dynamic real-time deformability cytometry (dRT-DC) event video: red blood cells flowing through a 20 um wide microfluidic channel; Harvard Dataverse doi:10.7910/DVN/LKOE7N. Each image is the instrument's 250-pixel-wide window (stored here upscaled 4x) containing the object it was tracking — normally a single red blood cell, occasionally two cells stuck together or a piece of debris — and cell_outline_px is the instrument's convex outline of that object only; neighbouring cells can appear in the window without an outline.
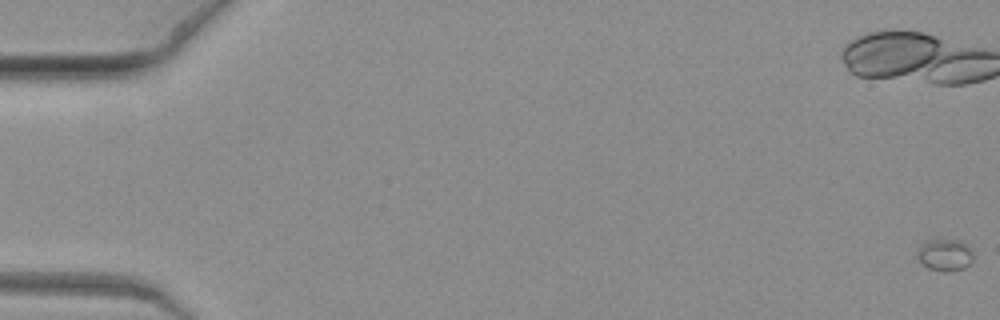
{"species": "common noctule bat (a hibernating species)", "species_latin": "Nyctalus noctula", "temperature_condition": "warm", "stored_images_in_passage": 8, "segment_of_instrument_passage": [1, 2], "camera_frame_rate_fps": 3000, "um_per_image_px": 0.085, "animal": {"sex": "female", "body_mass_g": 19.3, "forearm_length_mm": 54.1}, "frame": {"image": 1, "passage_image": 1, "time_ms": 0.0, "image_size_px": [1000, 320], "cell_outline_px": [[972, 260], [964, 268], [948, 272], [944, 272], [928, 268], [916, 256], [916, 252], [920, 244], [924, 240], [960, 240], [972, 252]], "centroid_in_image_um": [80.26, 21.67], "position_along_channel_um": 4.7, "area_um2": 10.35}}